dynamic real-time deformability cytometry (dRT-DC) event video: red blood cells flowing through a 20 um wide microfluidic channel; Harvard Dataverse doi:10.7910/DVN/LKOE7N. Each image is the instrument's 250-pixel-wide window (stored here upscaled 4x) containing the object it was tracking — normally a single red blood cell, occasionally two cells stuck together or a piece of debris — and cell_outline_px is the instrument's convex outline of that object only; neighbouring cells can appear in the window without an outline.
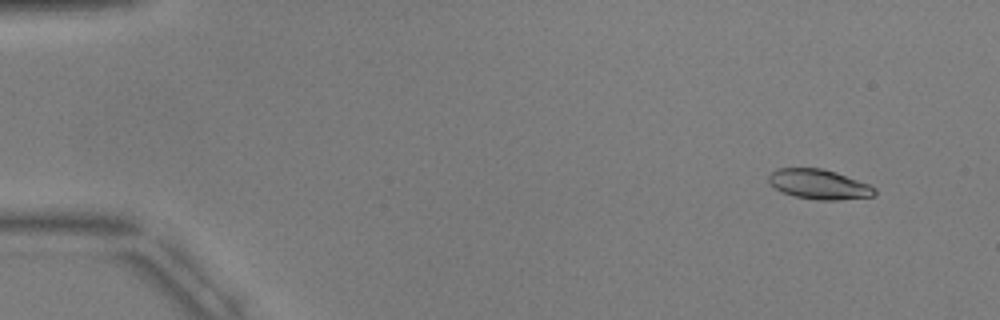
{"species": "common noctule bat (a hibernating species)", "species_latin": "Nyctalus noctula", "temperature_condition": "warm", "stored_images_in_passage": 8, "camera_frame_rate_fps": 3000, "um_per_image_px": 0.085, "animal": {"sex": "male", "body_mass_g": 17.9, "forearm_length_mm": 54.2}, "frame": {"image": 1, "passage_image": 1, "time_ms": 0.0, "image_size_px": [1000, 320], "cell_outline_px": [[876, 196], [836, 200], [816, 200], [796, 196], [784, 192], [776, 188], [768, 180], [768, 176], [776, 168], [820, 168], [836, 172], [868, 184], [876, 188]], "centroid_in_image_um": [69.64, 15.66], "position_along_channel_um": 15.4, "area_um2": 18.26}}
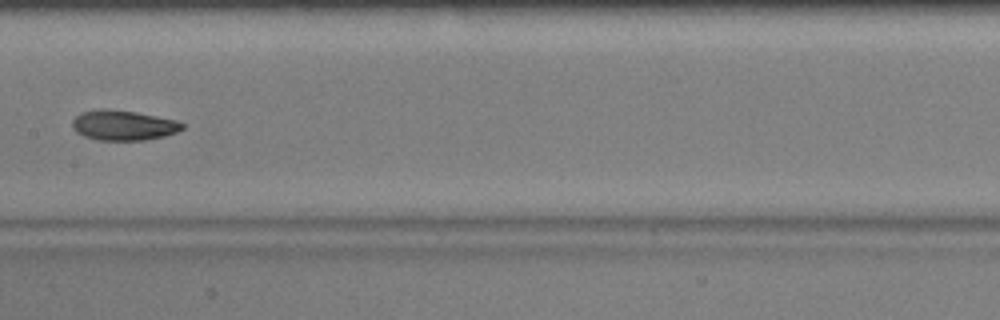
{"frame": {"image": 2, "passage_image": 8, "time_ms": 8.0, "image_size_px": [1000, 320], "cell_outline_px": [[184, 128], [176, 132], [164, 136], [144, 140], [96, 140], [84, 136], [76, 132], [72, 128], [72, 120], [80, 112], [100, 108], [104, 108], [136, 112], [176, 120], [184, 124]], "centroid_in_image_um": [10.45, 10.64], "position_along_channel_um": 197.0, "area_um2": 19.36}}